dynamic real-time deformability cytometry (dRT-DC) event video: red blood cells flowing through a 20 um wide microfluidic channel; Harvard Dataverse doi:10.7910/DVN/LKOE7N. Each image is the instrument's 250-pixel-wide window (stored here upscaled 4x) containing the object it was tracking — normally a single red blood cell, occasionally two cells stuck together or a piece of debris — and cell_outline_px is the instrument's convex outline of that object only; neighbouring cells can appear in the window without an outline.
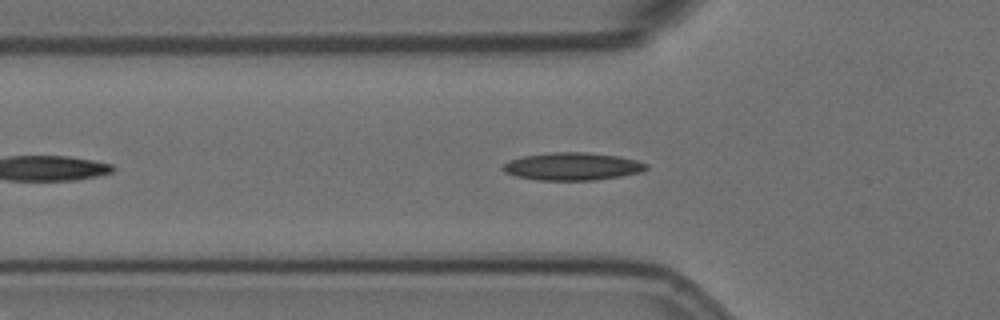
{"species": "Egyptian fruit bat (a non-hibernating species)", "species_latin": "Rousettus aegyptiacus", "temperature_condition": "room temperature", "stored_images_in_passage": 31, "camera_frame_rate_fps": 3000, "um_per_image_px": 0.085, "animal": {"sex": "female"}, "frame": {"image": 1, "passage_image": 9, "time_ms": 2.667, "image_size_px": [1000, 320], "cell_outline_px": [[648, 168], [640, 172], [620, 176], [596, 180], [540, 180], [516, 176], [504, 172], [500, 168], [508, 160], [524, 156], [552, 152], [584, 152], [620, 156], [636, 160], [648, 164]], "centroid_in_image_um": [48.64, 14.14], "position_along_channel_um": 77.2, "area_um2": 23.12}}
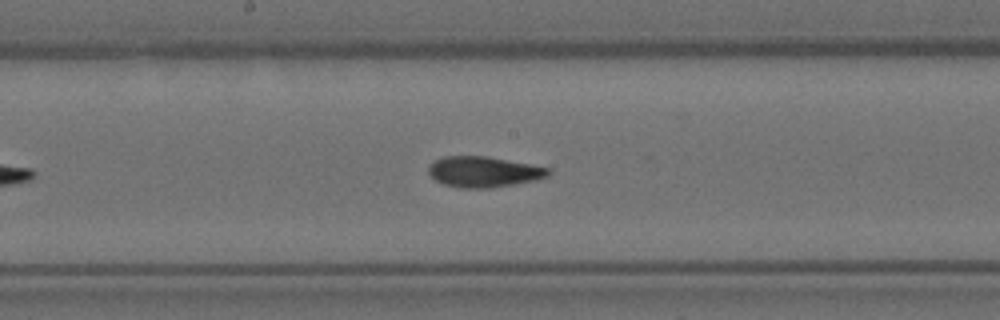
{"frame": {"image": 2, "passage_image": 20, "time_ms": 6.333, "image_size_px": [1000, 320], "cell_outline_px": [[548, 176], [536, 180], [488, 188], [460, 188], [444, 184], [436, 180], [428, 172], [428, 164], [432, 160], [444, 156], [484, 156], [528, 164], [548, 168]], "centroid_in_image_um": [41.03, 14.6], "position_along_channel_um": 207.2, "area_um2": 21.15}}
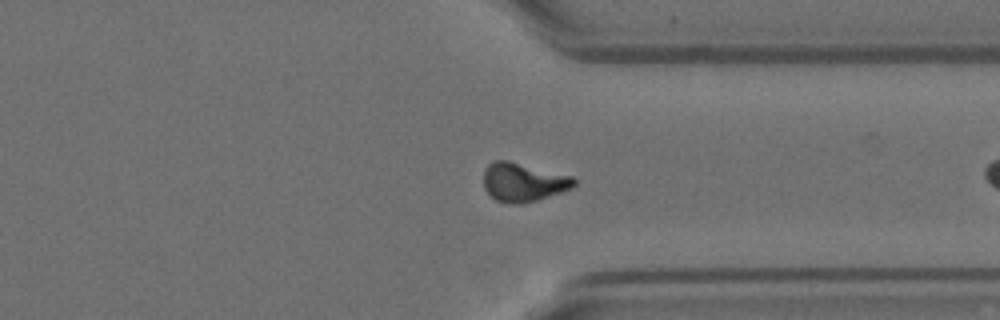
{"frame": {"image": 3, "passage_image": 30, "time_ms": 9.667, "image_size_px": [1000, 320], "cell_outline_px": [[576, 184], [572, 188], [536, 200], [520, 204], [516, 204], [496, 200], [484, 188], [484, 168], [492, 160], [508, 160], [572, 176], [576, 180]], "centroid_in_image_um": [44.46, 15.46], "position_along_channel_um": 366.9, "area_um2": 20.29}}